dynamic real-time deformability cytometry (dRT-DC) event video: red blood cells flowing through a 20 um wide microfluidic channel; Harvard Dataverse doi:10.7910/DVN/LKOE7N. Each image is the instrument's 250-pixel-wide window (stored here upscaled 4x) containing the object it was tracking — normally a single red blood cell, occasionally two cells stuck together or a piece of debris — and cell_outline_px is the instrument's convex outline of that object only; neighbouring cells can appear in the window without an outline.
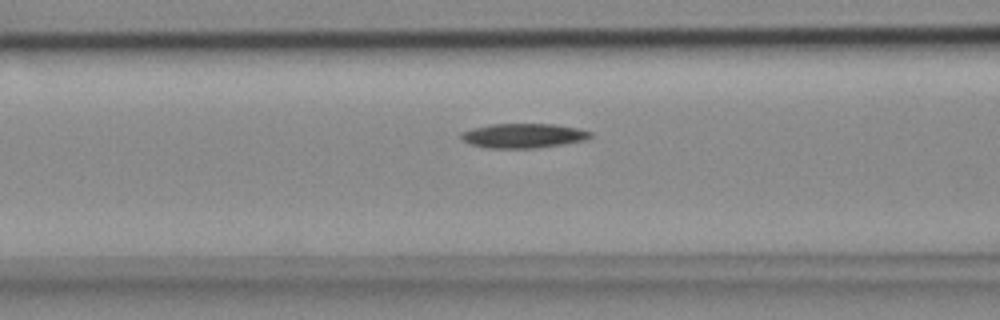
{"species": "common noctule bat (a hibernating species)", "species_latin": "Nyctalus noctula", "temperature_condition": "cold", "stored_images_in_passage": 34, "camera_frame_rate_fps": 3000, "um_per_image_px": 0.085, "animal": {"sex": "female", "body_mass_g": 18.4}, "frame": {"image": 1, "passage_image": 12, "time_ms": 3.667, "image_size_px": [1000, 320], "cell_outline_px": [[592, 136], [584, 140], [564, 144], [536, 148], [488, 148], [468, 144], [460, 140], [460, 132], [472, 128], [492, 124], [552, 124], [576, 128], [592, 132]], "centroid_in_image_um": [44.42, 11.54], "position_along_channel_um": 122.2, "area_um2": 18.55}}
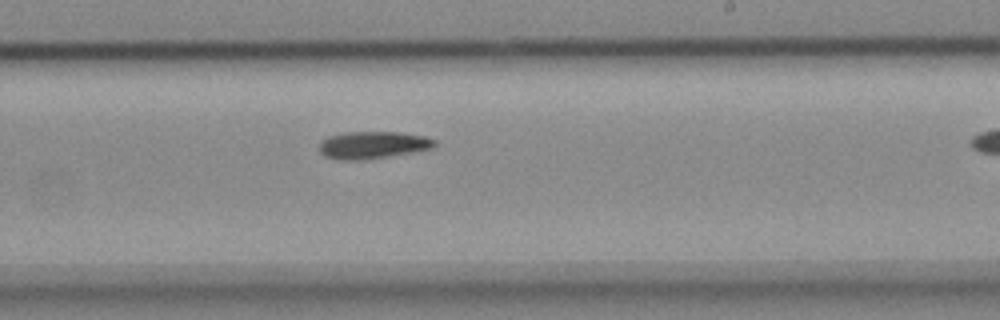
{"frame": {"image": 2, "passage_image": 23, "time_ms": 7.333, "image_size_px": [1000, 320], "cell_outline_px": [[436, 144], [432, 148], [412, 152], [388, 156], [360, 160], [336, 160], [324, 156], [320, 152], [320, 140], [328, 136], [344, 132], [400, 132], [424, 136], [436, 140]], "centroid_in_image_um": [31.65, 12.32], "position_along_channel_um": 257.4, "area_um2": 18.38}}
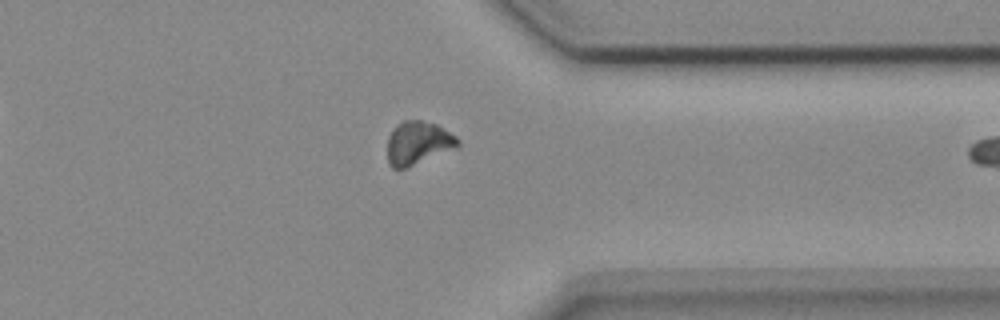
{"frame": {"image": 3, "passage_image": 33, "time_ms": 10.667, "image_size_px": [1000, 320], "cell_outline_px": [[460, 144], [456, 148], [404, 168], [392, 168], [388, 164], [388, 136], [392, 128], [396, 124], [404, 120], [420, 120], [436, 124], [456, 136], [460, 140]], "centroid_in_image_um": [35.52, 12.13], "position_along_channel_um": 375.9, "area_um2": 17.69}}